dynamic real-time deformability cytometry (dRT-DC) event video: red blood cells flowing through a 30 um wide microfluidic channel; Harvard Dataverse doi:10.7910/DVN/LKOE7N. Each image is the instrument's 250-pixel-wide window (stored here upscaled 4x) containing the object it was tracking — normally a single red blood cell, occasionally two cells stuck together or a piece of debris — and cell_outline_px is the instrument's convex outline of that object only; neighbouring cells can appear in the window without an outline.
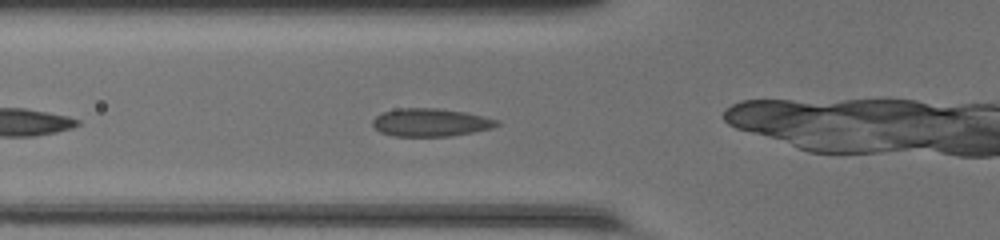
{"species": "common noctule bat (a hibernating species)", "species_latin": "Nyctalus noctula", "temperature_condition": "room temperature", "stored_images_in_passage": 27, "camera_frame_rate_fps": 3000, "um_per_image_px": 0.085, "animal": {"sex": "female", "body_mass_g": 20.0, "forearm_length_mm": 54.0}, "frame": {"image": 1, "passage_image": 5, "time_ms": 1.333, "image_size_px": [1000, 240], "cell_outline_px": [[500, 124], [492, 128], [452, 136], [392, 136], [380, 132], [372, 124], [372, 120], [376, 116], [384, 112], [396, 108], [436, 108], [464, 112], [500, 120]], "centroid_in_image_um": [36.59, 10.41], "position_along_channel_um": 89.2, "area_um2": 20.23}}
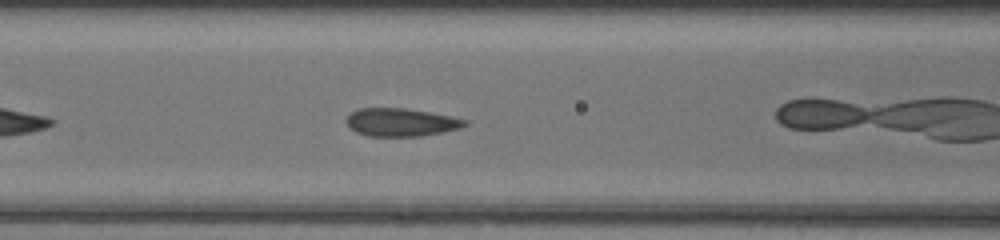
{"frame": {"image": 2, "passage_image": 8, "time_ms": 2.333, "image_size_px": [1000, 240], "cell_outline_px": [[468, 124], [460, 128], [444, 132], [420, 136], [368, 136], [356, 132], [344, 120], [352, 112], [360, 108], [404, 108], [452, 116], [468, 120]], "centroid_in_image_um": [34.11, 10.39], "position_along_channel_um": 132.5, "area_um2": 19.31}, "authors_computed_cell_mechanics": {"area_um2": 19.5942, "velocity_mm_per_s": 4.2714, "shape_relaxation_time_tau1_ms": 3.6125, "shape_relaxation_time_tau2_ms": null, "deformation_change_tau1": 0.0916, "deformation_change_tau2": null}}